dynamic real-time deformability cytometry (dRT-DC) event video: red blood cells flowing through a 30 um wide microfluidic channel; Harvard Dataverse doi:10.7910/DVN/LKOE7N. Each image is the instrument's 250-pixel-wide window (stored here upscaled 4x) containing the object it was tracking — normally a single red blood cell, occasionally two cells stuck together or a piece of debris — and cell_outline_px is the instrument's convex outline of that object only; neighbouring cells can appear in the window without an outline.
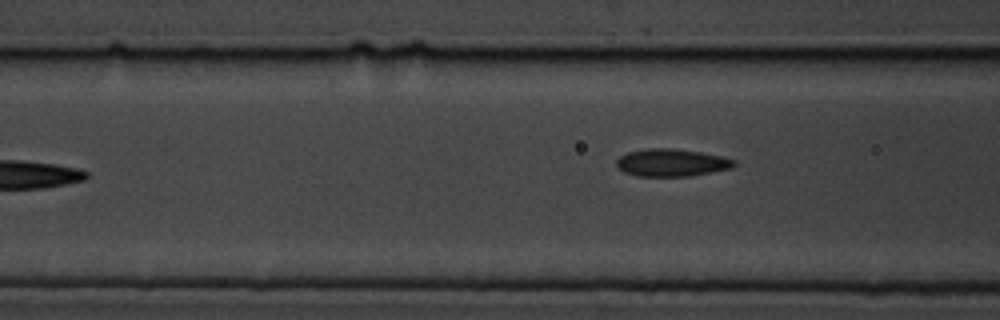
{"species": "common noctule bat (a hibernating species)", "species_latin": "Nyctalus noctula", "temperature_condition": "cold", "stored_images_in_passage": 3, "camera_frame_rate_fps": 3000, "um_per_image_px": 0.085, "animal": {"sex": "male", "body_mass_g": 19.5, "forearm_length_mm": 54.6}, "frame": {"image": 1, "passage_image": 3, "time_ms": 2.333, "image_size_px": [1000, 320], "cell_outline_px": [[736, 164], [732, 168], [712, 172], [688, 176], [636, 176], [624, 172], [616, 164], [616, 160], [620, 156], [628, 152], [648, 148], [672, 148], [700, 152], [724, 156], [736, 160]], "centroid_in_image_um": [57.11, 13.82], "position_along_channel_um": 109.5, "area_um2": 18.9}}